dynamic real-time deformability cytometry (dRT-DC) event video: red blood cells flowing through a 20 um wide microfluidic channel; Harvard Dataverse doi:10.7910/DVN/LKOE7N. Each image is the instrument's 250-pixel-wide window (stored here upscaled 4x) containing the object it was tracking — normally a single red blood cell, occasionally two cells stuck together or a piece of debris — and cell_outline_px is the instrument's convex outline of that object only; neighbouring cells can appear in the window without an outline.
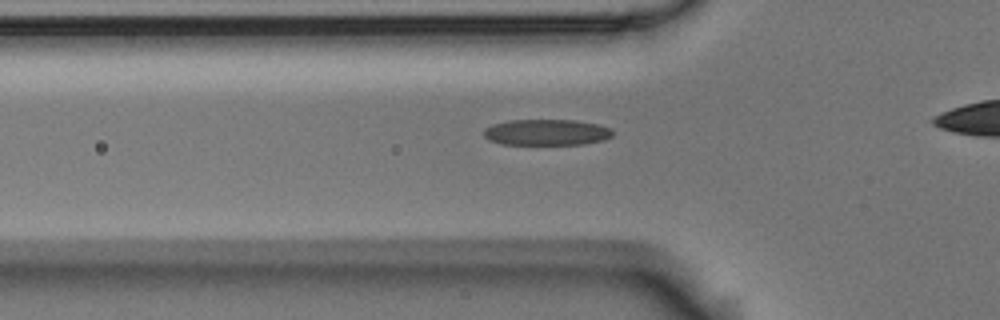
{"species": "Egyptian fruit bat (a non-hibernating species)", "species_latin": "Rousettus aegyptiacus", "temperature_condition": "room temperature", "stored_images_in_passage": 32, "camera_frame_rate_fps": 3000, "um_per_image_px": 0.085, "animal": {"sex": "male"}, "frame": {"image": 1, "passage_image": 4, "time_ms": 1.0, "image_size_px": [1000, 320], "cell_outline_px": [[612, 136], [604, 140], [584, 144], [500, 144], [488, 140], [484, 136], [484, 128], [492, 124], [512, 120], [576, 120], [596, 124], [612, 128]], "centroid_in_image_um": [46.45, 11.25], "position_along_channel_um": 79.4, "area_um2": 19.59}}
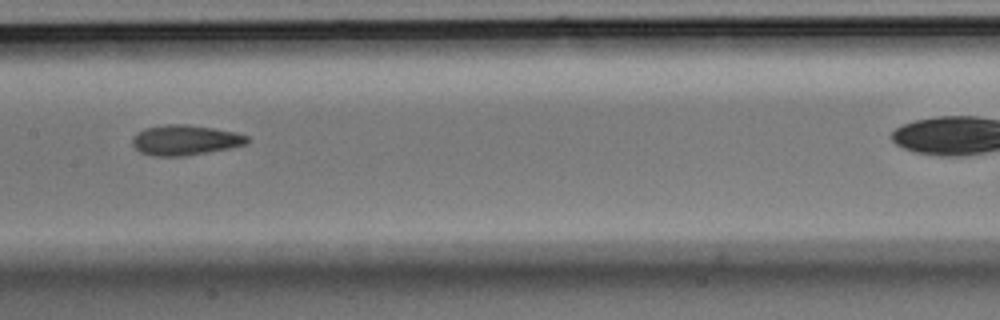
{"frame": {"image": 2, "passage_image": 13, "time_ms": 4.0, "image_size_px": [1000, 320], "cell_outline_px": [[248, 144], [208, 152], [184, 156], [152, 156], [140, 152], [132, 144], [132, 140], [144, 128], [164, 124], [188, 124], [236, 132], [248, 136]], "centroid_in_image_um": [15.75, 11.91], "position_along_channel_um": 191.7, "area_um2": 20.11}}
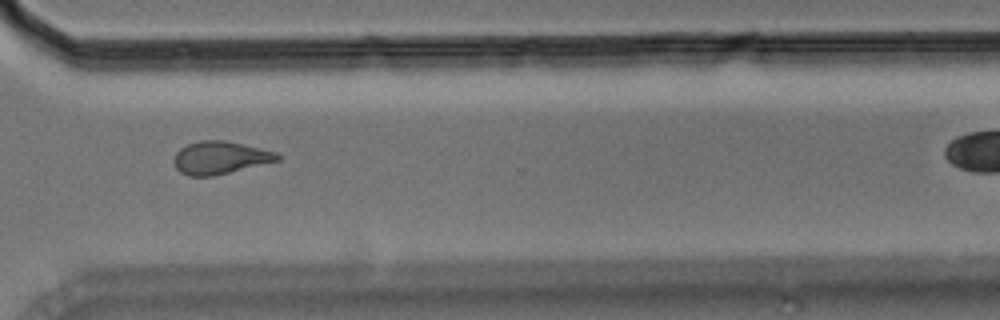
{"frame": {"image": 3, "passage_image": 26, "time_ms": 8.333, "image_size_px": [1000, 320], "cell_outline_px": [[280, 160], [212, 176], [188, 176], [180, 172], [176, 168], [172, 160], [176, 152], [180, 148], [188, 144], [200, 140], [224, 140], [276, 152], [280, 156]], "centroid_in_image_um": [18.66, 13.4], "position_along_channel_um": 351.9, "area_um2": 19.59}}